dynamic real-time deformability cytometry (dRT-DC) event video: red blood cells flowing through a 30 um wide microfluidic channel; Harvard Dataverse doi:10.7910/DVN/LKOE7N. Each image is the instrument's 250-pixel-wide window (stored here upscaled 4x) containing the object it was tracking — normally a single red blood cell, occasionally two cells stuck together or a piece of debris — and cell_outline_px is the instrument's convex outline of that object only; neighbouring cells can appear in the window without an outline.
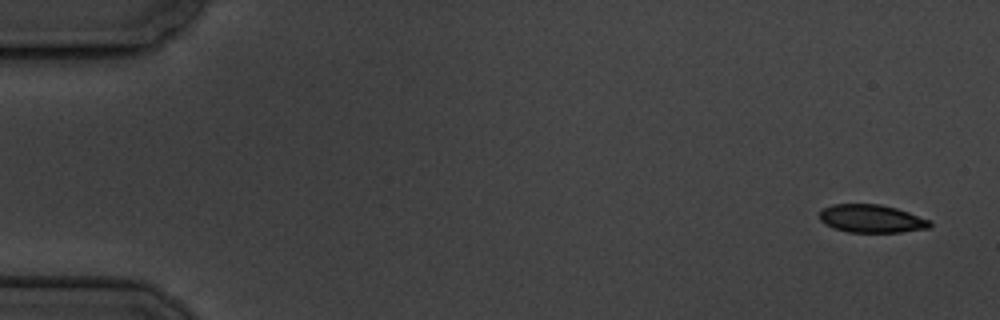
{"species": "common noctule bat (a hibernating species)", "species_latin": "Nyctalus noctula", "temperature_condition": "cold", "stored_images_in_passage": 5, "camera_frame_rate_fps": 3000, "um_per_image_px": 0.085, "animal": {"sex": "male", "body_mass_g": 19.5, "forearm_length_mm": 54.6}, "frame": {"image": 1, "passage_image": 1, "time_ms": 0.0, "image_size_px": [1000, 320], "cell_outline_px": [[932, 224], [928, 228], [900, 232], [848, 232], [832, 228], [824, 224], [820, 220], [820, 212], [824, 208], [832, 204], [880, 204], [896, 208], [932, 220]], "centroid_in_image_um": [74.08, 18.59], "position_along_channel_um": 10.9, "area_um2": 18.09}}
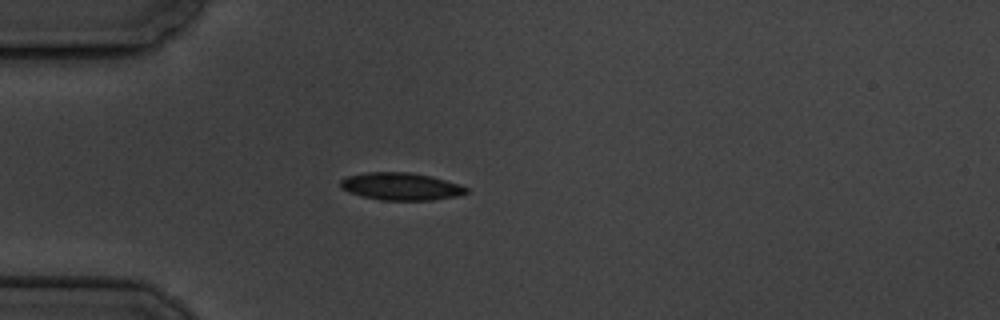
{"frame": {"image": 2, "passage_image": 5, "time_ms": 4.667, "image_size_px": [1000, 320], "cell_outline_px": [[468, 192], [460, 196], [432, 200], [380, 200], [360, 196], [348, 192], [340, 188], [340, 180], [348, 176], [364, 172], [408, 172], [432, 176], [460, 184], [468, 188]], "centroid_in_image_um": [34.08, 15.85], "position_along_channel_um": 50.9, "area_um2": 20.4}}